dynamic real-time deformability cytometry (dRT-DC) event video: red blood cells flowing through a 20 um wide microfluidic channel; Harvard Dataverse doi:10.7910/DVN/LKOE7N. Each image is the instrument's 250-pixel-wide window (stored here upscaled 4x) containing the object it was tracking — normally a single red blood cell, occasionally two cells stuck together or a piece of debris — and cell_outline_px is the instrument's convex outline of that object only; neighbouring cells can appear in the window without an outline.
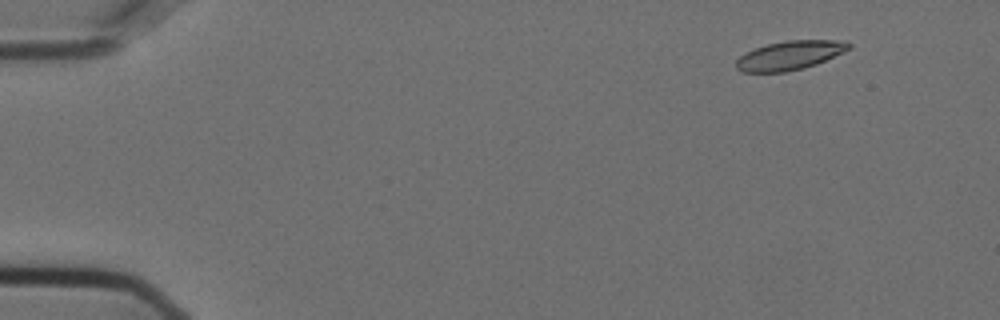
{"species": "Egyptian fruit bat (a non-hibernating species)", "species_latin": "Rousettus aegyptiacus", "temperature_condition": "cold", "stored_images_in_passage": 7, "camera_frame_rate_fps": 3000, "um_per_image_px": 0.085, "animal": {"sex": "female"}, "frame": {"image": 1, "passage_image": 1, "time_ms": 0.0, "image_size_px": [1000, 320], "cell_outline_px": [[852, 48], [816, 64], [804, 68], [784, 72], [740, 72], [736, 68], [736, 60], [740, 56], [756, 48], [768, 44], [788, 40], [836, 40], [852, 44]], "centroid_in_image_um": [67.13, 4.71], "position_along_channel_um": 17.9, "area_um2": 18.84}}